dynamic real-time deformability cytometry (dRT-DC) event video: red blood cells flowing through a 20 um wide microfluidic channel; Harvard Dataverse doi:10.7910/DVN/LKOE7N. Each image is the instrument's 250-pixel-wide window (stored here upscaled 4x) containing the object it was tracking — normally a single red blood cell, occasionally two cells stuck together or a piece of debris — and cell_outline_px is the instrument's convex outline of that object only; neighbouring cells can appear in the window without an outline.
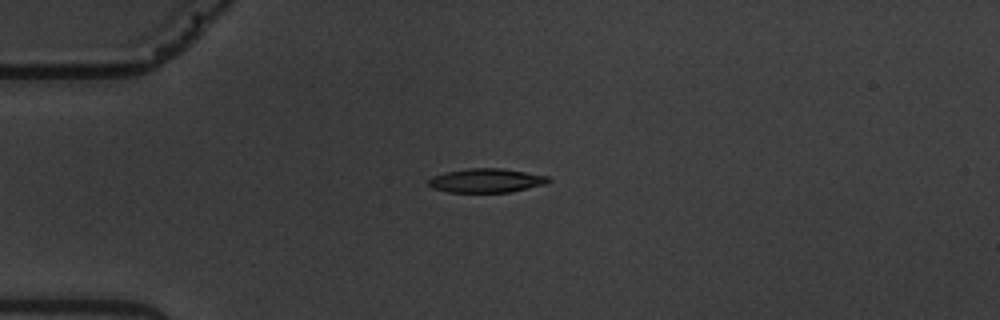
{"species": "common noctule bat (a hibernating species)", "species_latin": "Nyctalus noctula", "temperature_condition": "warm", "stored_images_in_passage": 2, "camera_frame_rate_fps": 3000, "um_per_image_px": 0.085, "animal": {"sex": "male", "body_mass_g": 19.5, "forearm_length_mm": 54.6}, "frame": {"image": 1, "passage_image": 1, "time_ms": 0.0, "image_size_px": [1000, 320], "cell_outline_px": [[552, 180], [548, 184], [512, 192], [448, 192], [432, 188], [428, 184], [428, 180], [432, 176], [444, 172], [472, 168], [500, 168], [548, 176]], "centroid_in_image_um": [41.35, 15.35], "position_along_channel_um": 43.6, "area_um2": 16.88}}